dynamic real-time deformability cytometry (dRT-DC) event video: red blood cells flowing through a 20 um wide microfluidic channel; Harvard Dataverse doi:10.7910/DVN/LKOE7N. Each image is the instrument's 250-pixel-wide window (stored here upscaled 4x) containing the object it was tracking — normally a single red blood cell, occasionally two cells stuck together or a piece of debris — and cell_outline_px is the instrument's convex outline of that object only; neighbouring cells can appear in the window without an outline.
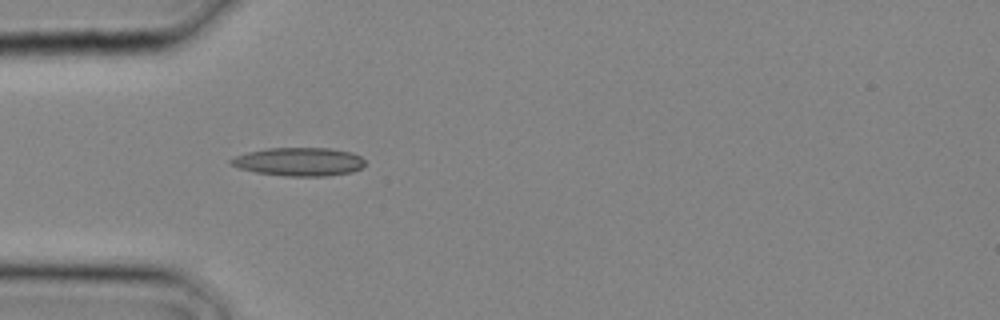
{"species": "common noctule bat (a hibernating species)", "species_latin": "Nyctalus noctula", "temperature_condition": "cold", "stored_images_in_passage": 2, "camera_frame_rate_fps": 3000, "um_per_image_px": 0.085, "animal": {"sex": "male", "body_mass_g": 20.4}, "frame": {"image": 1, "passage_image": 2, "time_ms": 0.333, "image_size_px": [1000, 320], "cell_outline_px": [[364, 168], [352, 172], [328, 176], [284, 176], [256, 172], [240, 168], [228, 164], [228, 160], [236, 156], [248, 152], [268, 148], [332, 148], [352, 152], [360, 156], [364, 160]], "centroid_in_image_um": [25.44, 13.75], "position_along_channel_um": 59.6, "area_um2": 22.37}}